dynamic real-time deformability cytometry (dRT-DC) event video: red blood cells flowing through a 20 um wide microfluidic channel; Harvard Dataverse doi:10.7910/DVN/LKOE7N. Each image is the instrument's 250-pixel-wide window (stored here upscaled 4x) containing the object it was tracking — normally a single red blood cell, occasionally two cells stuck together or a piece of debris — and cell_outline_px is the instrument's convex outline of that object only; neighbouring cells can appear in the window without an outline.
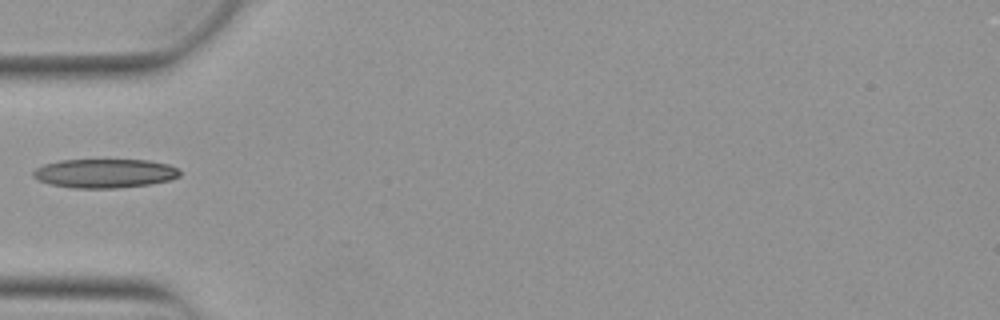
{"species": "Egyptian fruit bat (a non-hibernating species)", "species_latin": "Rousettus aegyptiacus", "temperature_condition": "warm", "stored_images_in_passage": 15, "camera_frame_rate_fps": 3000, "um_per_image_px": 0.085, "animal": {"sex": "female"}, "frame": {"image": 1, "passage_image": 1, "time_ms": 0.0, "image_size_px": [1000, 320], "cell_outline_px": [[180, 176], [172, 180], [148, 184], [116, 188], [72, 188], [52, 184], [40, 180], [32, 176], [32, 172], [36, 168], [44, 164], [60, 160], [148, 160], [168, 164], [176, 168], [180, 172]], "centroid_in_image_um": [8.91, 14.73], "position_along_channel_um": 76.1, "area_um2": 24.68}}
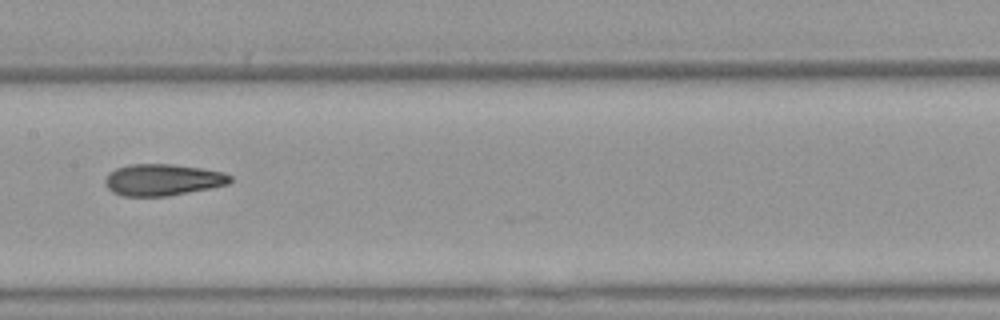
{"frame": {"image": 2, "passage_image": 10, "time_ms": 3.0, "image_size_px": [1000, 320], "cell_outline_px": [[232, 180], [228, 184], [168, 196], [120, 196], [112, 192], [104, 184], [104, 180], [108, 172], [116, 168], [128, 164], [172, 164], [200, 168], [224, 172], [232, 176]], "centroid_in_image_um": [13.78, 15.28], "position_along_channel_um": 193.6, "area_um2": 23.12}}